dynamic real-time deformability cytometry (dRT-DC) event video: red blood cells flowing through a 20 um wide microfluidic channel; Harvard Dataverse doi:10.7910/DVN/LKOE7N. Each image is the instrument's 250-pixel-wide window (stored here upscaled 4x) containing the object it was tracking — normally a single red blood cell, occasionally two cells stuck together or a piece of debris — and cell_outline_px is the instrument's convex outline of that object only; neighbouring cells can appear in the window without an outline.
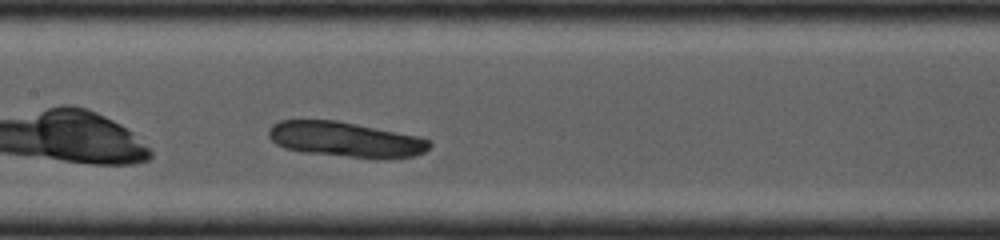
{"species": "common noctule bat (a hibernating species)", "species_latin": "Nyctalus noctula", "temperature_condition": "cold", "stored_images_in_passage": 4, "camera_frame_rate_fps": 4000, "um_per_image_px": 0.085, "animal": {"sex": "female", "body_mass_g": 19.0, "forearm_length_mm": 53.3}, "frame": {"image": 1, "passage_image": 4, "time_ms": 2.25, "image_size_px": [1000, 240], "cell_outline_px": [[432, 144], [424, 152], [412, 156], [348, 156], [300, 152], [284, 148], [276, 144], [268, 136], [268, 128], [272, 124], [280, 120], [336, 120], [424, 136], [432, 140]], "centroid_in_image_um": [29.34, 11.81], "position_along_channel_um": 178.1, "area_um2": 32.71}}